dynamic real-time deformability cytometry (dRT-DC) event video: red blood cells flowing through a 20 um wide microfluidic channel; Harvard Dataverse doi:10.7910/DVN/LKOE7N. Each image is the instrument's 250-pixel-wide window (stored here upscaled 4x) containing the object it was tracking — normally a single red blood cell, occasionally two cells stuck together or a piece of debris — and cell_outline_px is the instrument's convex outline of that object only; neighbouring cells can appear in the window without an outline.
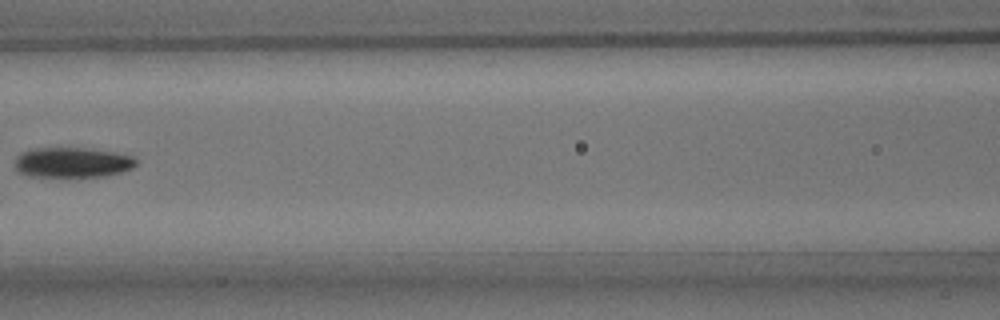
{"species": "common noctule bat (a hibernating species)", "species_latin": "Nyctalus noctula", "temperature_condition": "room temperature", "stored_images_in_passage": 5, "camera_frame_rate_fps": 3000, "um_per_image_px": 0.085, "animal": {"sex": "male", "body_mass_g": 15.6}, "frame": {"image": 1, "passage_image": 4, "time_ms": 3.333, "image_size_px": [1000, 320], "cell_outline_px": [[136, 164], [132, 168], [120, 172], [104, 176], [72, 180], [28, 176], [20, 172], [16, 168], [16, 156], [20, 152], [32, 148], [88, 148], [116, 152], [132, 156], [136, 160]], "centroid_in_image_um": [6.12, 13.85], "position_along_channel_um": 160.5, "area_um2": 22.31}}
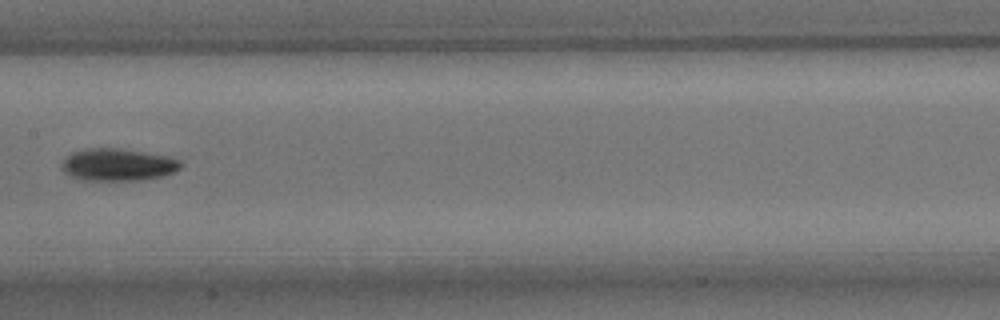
{"frame": {"image": 2, "passage_image": 5, "time_ms": 4.333, "image_size_px": [1000, 320], "cell_outline_px": [[184, 164], [180, 168], [164, 176], [144, 180], [80, 180], [64, 172], [60, 168], [60, 164], [64, 156], [72, 152], [84, 148], [120, 148], [168, 156], [180, 160]], "centroid_in_image_um": [9.98, 13.99], "position_along_channel_um": 197.4, "area_um2": 22.77}}